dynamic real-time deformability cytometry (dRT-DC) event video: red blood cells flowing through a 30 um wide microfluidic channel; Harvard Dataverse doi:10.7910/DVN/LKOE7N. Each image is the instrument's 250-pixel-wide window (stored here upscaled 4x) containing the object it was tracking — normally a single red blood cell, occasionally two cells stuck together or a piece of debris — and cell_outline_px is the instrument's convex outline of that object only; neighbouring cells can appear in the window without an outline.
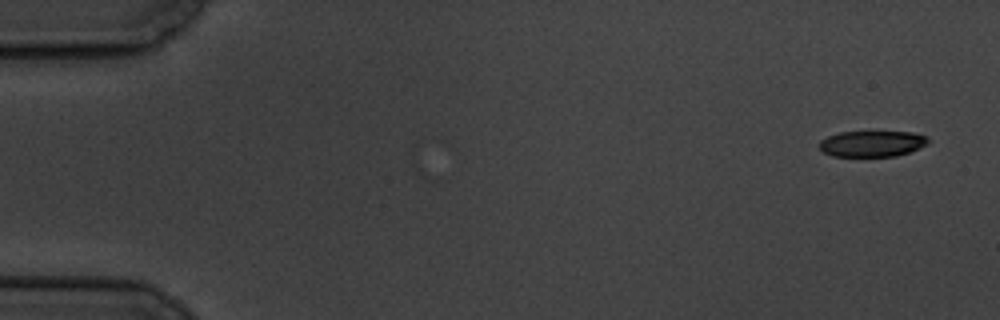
{"species": "common noctule bat (a hibernating species)", "species_latin": "Nyctalus noctula", "temperature_condition": "cold", "stored_images_in_passage": 10, "camera_frame_rate_fps": 3000, "um_per_image_px": 0.085, "animal": {"sex": "male", "body_mass_g": 19.5, "forearm_length_mm": 54.6}, "frame": {"image": 1, "passage_image": 1, "time_ms": 0.0, "image_size_px": [1000, 320], "cell_outline_px": [[928, 144], [920, 148], [896, 156], [832, 156], [824, 152], [820, 148], [820, 140], [828, 136], [840, 132], [912, 132], [924, 136], [928, 140]], "centroid_in_image_um": [74.12, 12.21], "position_along_channel_um": 10.9, "area_um2": 16.3}}
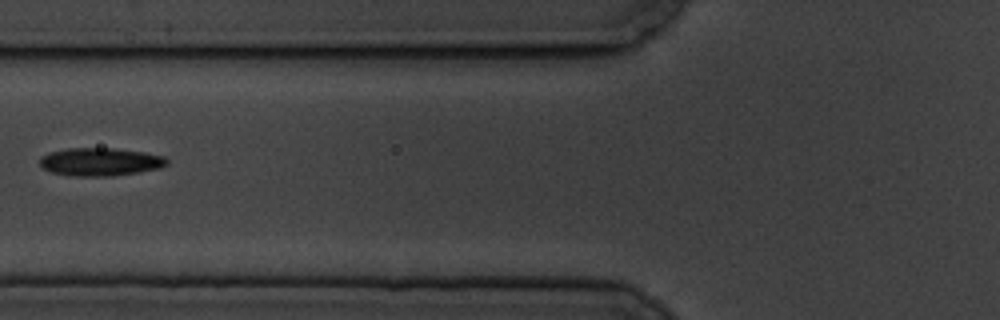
{"frame": {"image": 2, "passage_image": 7, "time_ms": 7.0, "image_size_px": [1000, 320], "cell_outline_px": [[168, 164], [160, 168], [112, 176], [68, 176], [52, 172], [40, 168], [40, 156], [52, 152], [68, 148], [112, 148], [144, 152], [164, 156], [168, 160]], "centroid_in_image_um": [8.5, 13.76], "position_along_channel_um": 117.3, "area_um2": 20.81}}
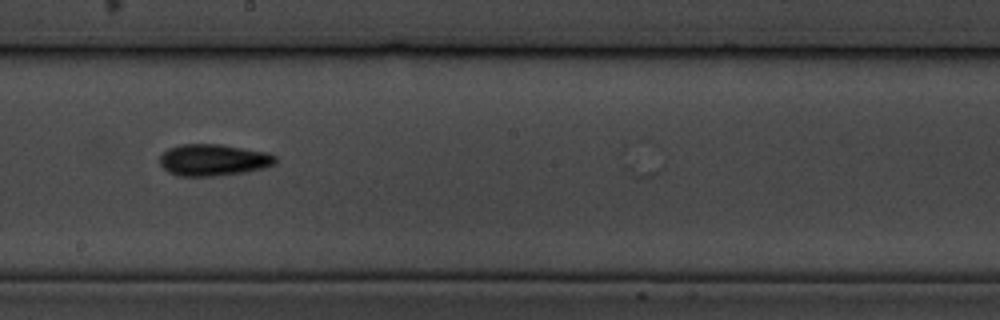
{"frame": {"image": 3, "passage_image": 10, "time_ms": 10.333, "image_size_px": [1000, 320], "cell_outline_px": [[276, 164], [264, 168], [244, 172], [212, 176], [176, 176], [168, 172], [160, 164], [160, 156], [168, 148], [180, 144], [220, 144], [268, 152], [276, 156]], "centroid_in_image_um": [18.14, 13.59], "position_along_channel_um": 230.1, "area_um2": 21.44}}